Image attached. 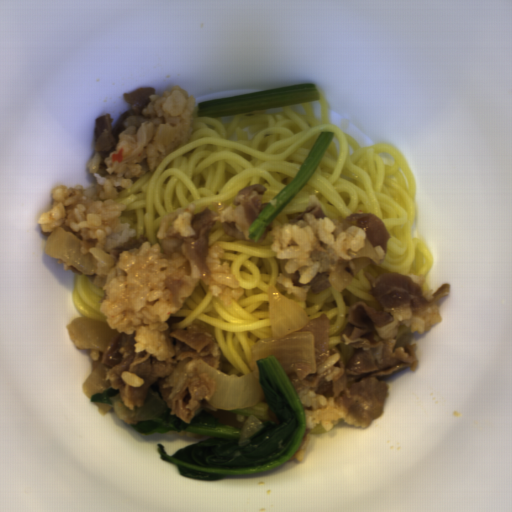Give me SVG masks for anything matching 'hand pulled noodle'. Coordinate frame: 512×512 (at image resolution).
Listing matches in <instances>:
<instances>
[{"label":"hand pulled noodle","instance_id":"hand-pulled-noodle-1","mask_svg":"<svg viewBox=\"0 0 512 512\" xmlns=\"http://www.w3.org/2000/svg\"><path fill=\"white\" fill-rule=\"evenodd\" d=\"M319 100L276 107L241 115L199 117L194 111L188 141L168 153L153 172L135 180L118 194L125 205L121 224H129L134 237L145 235L150 245L161 243L157 231L169 213L194 206L193 213L222 203L228 208L238 193L262 184L263 210L298 174L322 132L333 131L332 142L309 181L271 222L276 227L291 224L287 216L306 211L312 196L318 198L325 217L335 224V240L352 228L346 217L365 211L386 226L390 239L380 264H370L358 274L349 259L353 277L341 291L331 285L314 294L312 285L297 287L285 270L288 260L272 252V232L263 241L229 237L218 221L208 230V246L224 253L236 286L243 289L227 306L220 286L202 279L182 306L165 321L203 325L220 351L219 371L245 376L253 371L252 347L270 336L269 288L301 306L309 321L323 313L330 323L329 357L316 369L323 372L340 361L349 363L356 350L343 343L356 301L373 300L371 288L383 272L419 274L425 279L434 265V253L425 239L413 235L416 184L411 169L394 144L360 145L339 123L329 122L328 102Z\"/></svg>","mask_w":512,"mask_h":512},{"label":"hand pulled noodle","instance_id":"hand-pulled-noodle-2","mask_svg":"<svg viewBox=\"0 0 512 512\" xmlns=\"http://www.w3.org/2000/svg\"><path fill=\"white\" fill-rule=\"evenodd\" d=\"M96 274L86 275L73 266L72 300L84 318L105 322L100 305L106 297L102 288L95 283Z\"/></svg>","mask_w":512,"mask_h":512},{"label":"hand pulled noodle","instance_id":"hand-pulled-noodle-3","mask_svg":"<svg viewBox=\"0 0 512 512\" xmlns=\"http://www.w3.org/2000/svg\"><path fill=\"white\" fill-rule=\"evenodd\" d=\"M416 333H411L408 329V327L404 325H398L397 333L394 336L396 339V347L405 345L406 343L412 342L414 336Z\"/></svg>","mask_w":512,"mask_h":512}]
</instances>
